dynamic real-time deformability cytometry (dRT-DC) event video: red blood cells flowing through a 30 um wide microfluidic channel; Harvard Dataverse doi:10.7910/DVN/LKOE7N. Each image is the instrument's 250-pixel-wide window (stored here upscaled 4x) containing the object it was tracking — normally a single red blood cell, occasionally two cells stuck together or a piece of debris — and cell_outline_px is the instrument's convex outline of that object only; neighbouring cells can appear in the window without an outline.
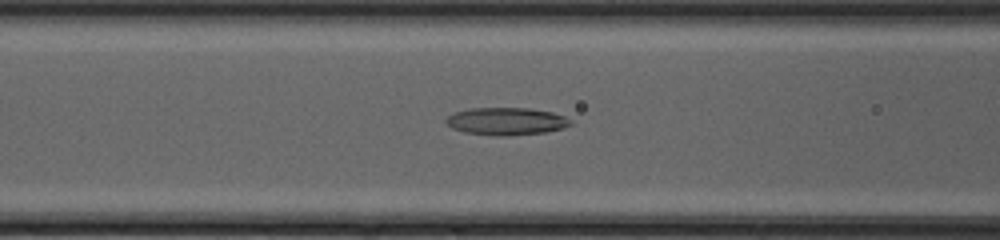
{"species": "common noctule bat (a hibernating species)", "species_latin": "Nyctalus noctula", "temperature_condition": "cold", "stored_images_in_passage": 51, "camera_frame_rate_fps": 3000, "um_per_image_px": 0.085, "animal": {"sex": "female", "body_mass_g": 20.0, "forearm_length_mm": 54.0}, "frame": {"image": 1, "passage_image": 23, "time_ms": 7.333, "image_size_px": [1000, 240], "cell_outline_px": [[572, 124], [564, 128], [544, 132], [508, 136], [496, 136], [464, 132], [452, 128], [444, 120], [452, 112], [468, 108], [528, 108], [552, 112], [564, 116], [572, 120]], "centroid_in_image_um": [43.02, 10.3], "position_along_channel_um": 123.6, "area_um2": 20.11}}
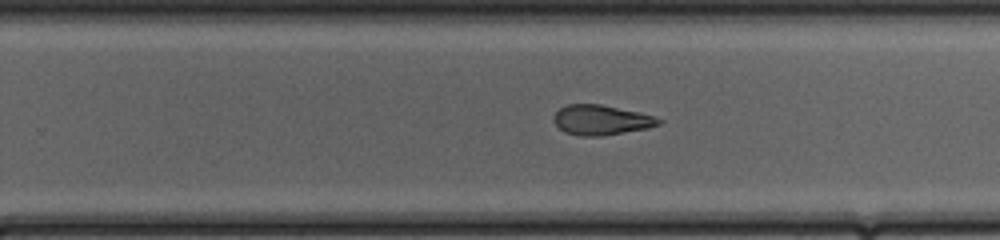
{"frame": {"image": 2, "passage_image": 34, "time_ms": 11.0, "image_size_px": [1000, 240], "cell_outline_px": [[664, 120], [660, 124], [648, 128], [600, 136], [580, 136], [564, 132], [552, 120], [552, 116], [560, 108], [568, 104], [600, 104], [640, 112]], "centroid_in_image_um": [51.08, 10.19], "position_along_channel_um": 278.7, "area_um2": 18.32}}
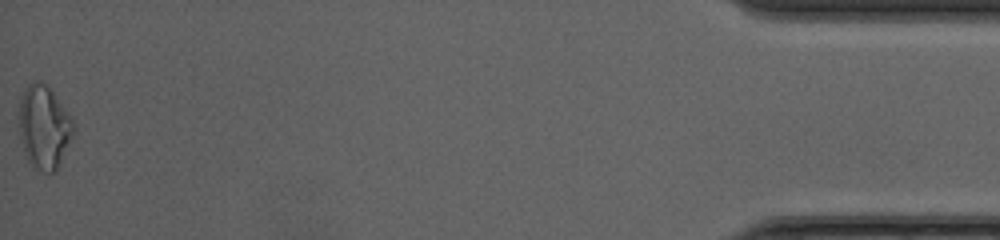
{"frame": {"image": 3, "passage_image": 51, "time_ms": 16.667, "image_size_px": [1000, 240], "cell_outline_px": [[76, 124], [72, 136], [60, 164], [56, 172], [44, 172], [36, 168], [28, 160], [24, 152], [20, 140], [16, 112], [20, 96], [24, 88], [32, 80], [40, 80], [52, 92], [68, 112]], "centroid_in_image_um": [3.69, 10.77], "position_along_channel_um": 431.5, "area_um2": 26.99}, "authors_computed_cell_mechanics": {"area_um2": 21.097, "velocity_mm_per_s": 4.2336, "shape_relaxation_time_tau1_ms": null, "shape_relaxation_time_tau2_ms": 3.4917, "deformation_change_tau1": null, "deformation_change_tau2": 0.1229}}